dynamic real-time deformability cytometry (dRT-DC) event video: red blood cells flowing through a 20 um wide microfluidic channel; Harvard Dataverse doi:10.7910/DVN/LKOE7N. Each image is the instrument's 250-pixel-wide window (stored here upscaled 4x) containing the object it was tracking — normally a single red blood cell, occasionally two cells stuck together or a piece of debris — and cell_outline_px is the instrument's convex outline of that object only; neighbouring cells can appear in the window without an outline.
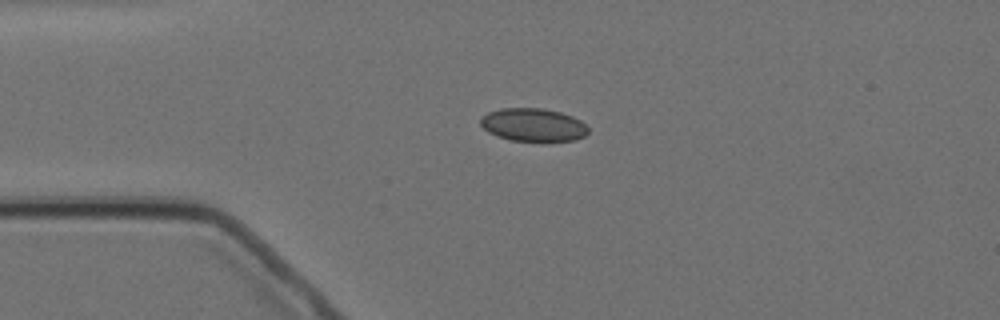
{"species": "Egyptian fruit bat (a non-hibernating species)", "species_latin": "Rousettus aegyptiacus", "temperature_condition": "cold", "stored_images_in_passage": 9, "camera_frame_rate_fps": 3000, "um_per_image_px": 0.085, "animal": {"sex": "female"}, "frame": {"image": 1, "passage_image": 3, "time_ms": 3.0, "image_size_px": [1000, 320], "cell_outline_px": [[588, 132], [584, 136], [576, 140], [512, 140], [496, 136], [488, 132], [480, 124], [480, 116], [488, 112], [500, 108], [544, 108], [560, 112], [572, 116], [580, 120], [588, 128]], "centroid_in_image_um": [45.29, 10.59], "position_along_channel_um": 39.7, "area_um2": 20.63}}
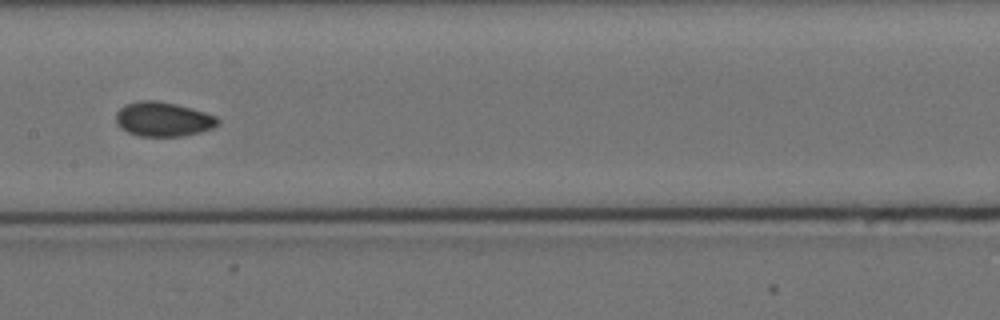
{"frame": {"image": 2, "passage_image": 7, "time_ms": 8.0, "image_size_px": [1000, 320], "cell_outline_px": [[220, 124], [212, 128], [200, 132], [180, 136], [140, 136], [128, 132], [120, 128], [116, 124], [116, 112], [124, 104], [136, 100], [156, 100], [176, 104], [192, 108], [216, 116], [220, 120]], "centroid_in_image_um": [13.85, 10.12], "position_along_channel_um": 193.6, "area_um2": 20.63}}
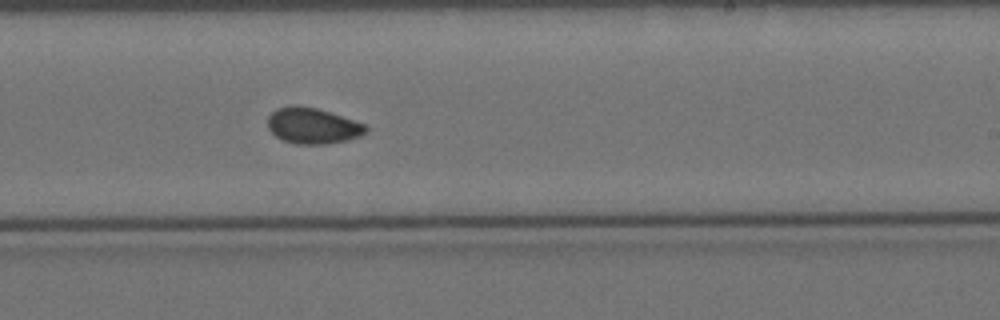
{"frame": {"image": 3, "passage_image": 9, "time_ms": 10.0, "image_size_px": [1000, 320], "cell_outline_px": [[368, 132], [360, 136], [328, 144], [296, 144], [284, 140], [276, 136], [268, 128], [268, 116], [276, 108], [316, 108], [364, 124], [368, 128]], "centroid_in_image_um": [26.59, 10.73], "position_along_channel_um": 262.4, "area_um2": 19.77}}